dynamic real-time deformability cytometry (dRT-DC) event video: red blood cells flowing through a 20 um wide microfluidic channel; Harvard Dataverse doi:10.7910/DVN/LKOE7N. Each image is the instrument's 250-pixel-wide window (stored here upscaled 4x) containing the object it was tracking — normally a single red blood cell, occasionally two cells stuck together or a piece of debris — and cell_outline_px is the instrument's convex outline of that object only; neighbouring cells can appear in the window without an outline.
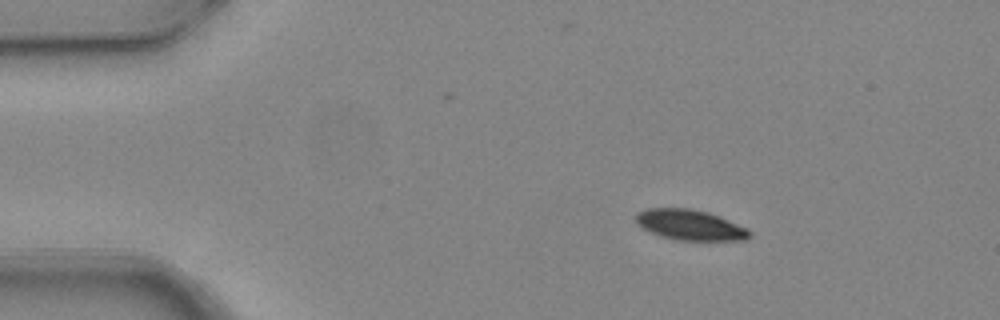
{"species": "common noctule bat (a hibernating species)", "species_latin": "Nyctalus noctula", "temperature_condition": "warm", "stored_images_in_passage": 4, "camera_frame_rate_fps": 3000, "um_per_image_px": 0.085, "animal": {"sex": "female", "body_mass_g": 24.6, "forearm_length_mm": 56.2}, "frame": {"image": 1, "passage_image": 1, "time_ms": 0.0, "image_size_px": [1000, 320], "cell_outline_px": [[752, 236], [744, 240], [680, 240], [660, 236], [640, 228], [636, 224], [636, 212], [648, 208], [692, 208], [708, 212], [720, 216], [748, 228], [752, 232]], "centroid_in_image_um": [58.65, 19.11], "position_along_channel_um": 26.3, "area_um2": 20.46}}
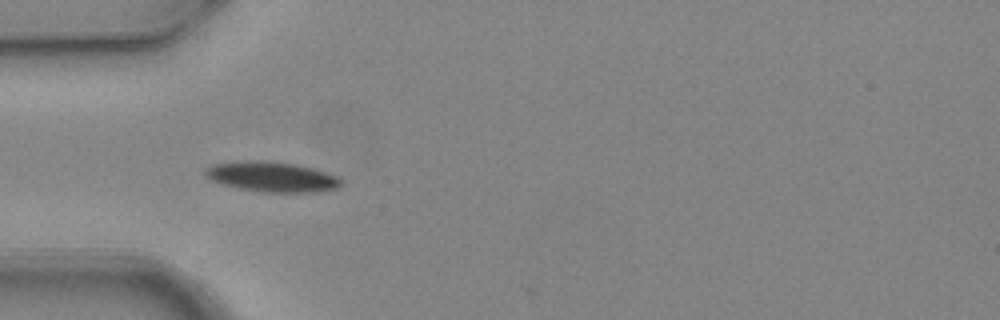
{"frame": {"image": 2, "passage_image": 3, "time_ms": 0.667, "image_size_px": [1000, 320], "cell_outline_px": [[344, 184], [336, 188], [320, 192], [264, 192], [240, 188], [220, 184], [208, 180], [204, 176], [204, 168], [212, 164], [240, 160], [268, 160], [296, 164], [312, 168], [336, 176]], "centroid_in_image_um": [23.03, 15.01], "position_along_channel_um": 62.0, "area_um2": 24.22}}
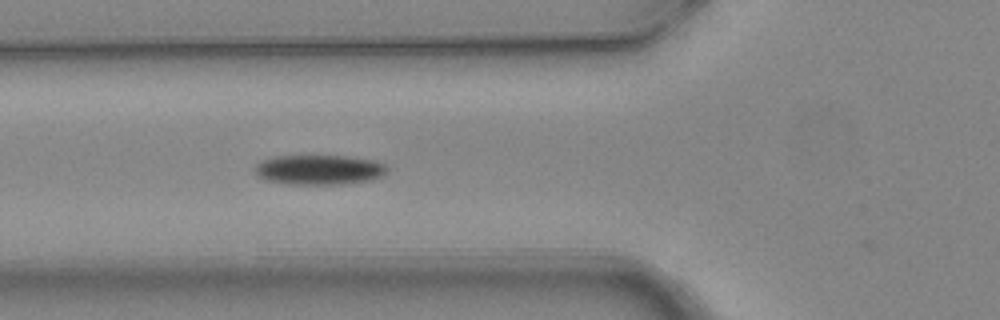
{"frame": {"image": 3, "passage_image": 4, "time_ms": 1.0, "image_size_px": [1000, 320], "cell_outline_px": [[388, 172], [372, 180], [348, 184], [288, 184], [264, 180], [256, 176], [252, 168], [256, 164], [264, 160], [276, 156], [348, 156], [376, 160], [384, 164], [388, 168]], "centroid_in_image_um": [27.12, 14.43], "position_along_channel_um": 98.7, "area_um2": 23.35}}